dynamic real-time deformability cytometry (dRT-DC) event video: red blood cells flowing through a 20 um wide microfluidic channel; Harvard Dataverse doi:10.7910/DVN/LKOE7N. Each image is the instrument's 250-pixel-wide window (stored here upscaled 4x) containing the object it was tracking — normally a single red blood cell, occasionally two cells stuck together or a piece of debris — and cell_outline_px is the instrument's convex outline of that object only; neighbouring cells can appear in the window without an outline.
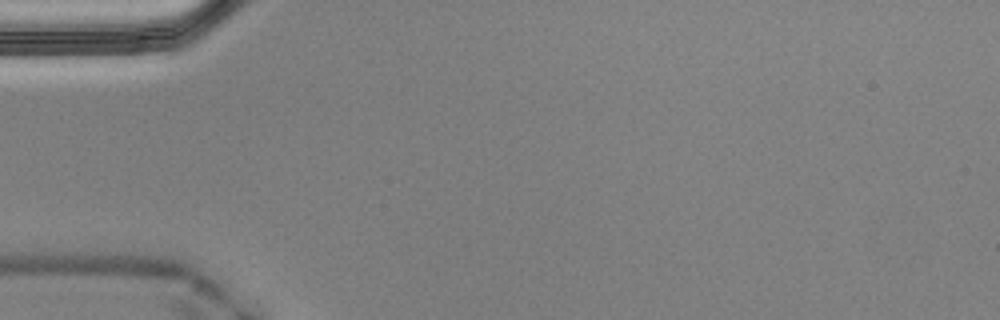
{"species": "Egyptian fruit bat (a non-hibernating species)", "species_latin": "Rousettus aegyptiacus", "temperature_condition": "cold", "stored_images_in_passage": 3, "camera_frame_rate_fps": 3000, "um_per_image_px": 0.085, "animal": {"sex": "male"}, "frame": {"image": 1, "passage_image": 1, "time_ms": 0.0, "image_size_px": [1000, 320], "cell_outline_px": [[172, 36], [164, 48], [148, 52], [36, 56], [20, 56], [28, 40], [44, 32], [156, 28], [172, 28]], "centroid_in_image_um": [8.3, 3.57], "position_along_channel_um": 76.7, "area_um2": 23.93}}